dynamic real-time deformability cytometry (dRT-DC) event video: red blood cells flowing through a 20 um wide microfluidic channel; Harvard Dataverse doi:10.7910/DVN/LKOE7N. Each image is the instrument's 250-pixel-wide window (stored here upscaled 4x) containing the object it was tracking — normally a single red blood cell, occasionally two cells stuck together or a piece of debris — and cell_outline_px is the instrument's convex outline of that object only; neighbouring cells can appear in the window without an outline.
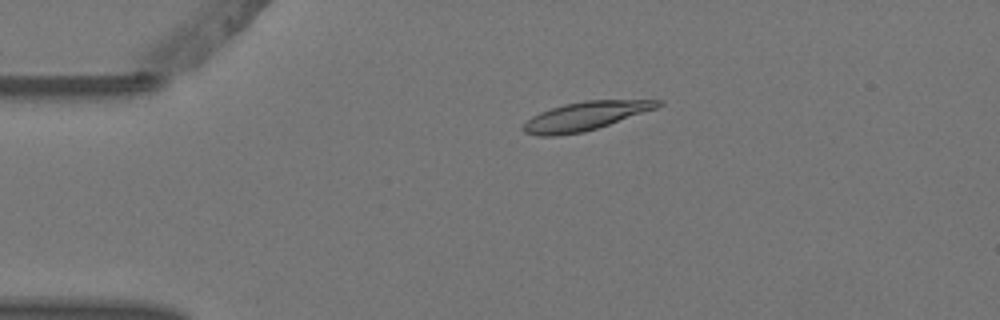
{"species": "Egyptian fruit bat (a non-hibernating species)", "species_latin": "Rousettus aegyptiacus", "temperature_condition": "warm", "stored_images_in_passage": 4, "camera_frame_rate_fps": 3000, "um_per_image_px": 0.085, "animal": {"sex": "female"}, "frame": {"image": 1, "passage_image": 4, "time_ms": 1.0, "image_size_px": [1000, 320], "cell_outline_px": [[664, 104], [656, 108], [584, 132], [556, 136], [536, 136], [524, 132], [520, 128], [532, 116], [540, 112], [564, 104], [584, 100], [664, 100]], "centroid_in_image_um": [49.71, 9.87], "position_along_channel_um": 35.3, "area_um2": 22.25}}